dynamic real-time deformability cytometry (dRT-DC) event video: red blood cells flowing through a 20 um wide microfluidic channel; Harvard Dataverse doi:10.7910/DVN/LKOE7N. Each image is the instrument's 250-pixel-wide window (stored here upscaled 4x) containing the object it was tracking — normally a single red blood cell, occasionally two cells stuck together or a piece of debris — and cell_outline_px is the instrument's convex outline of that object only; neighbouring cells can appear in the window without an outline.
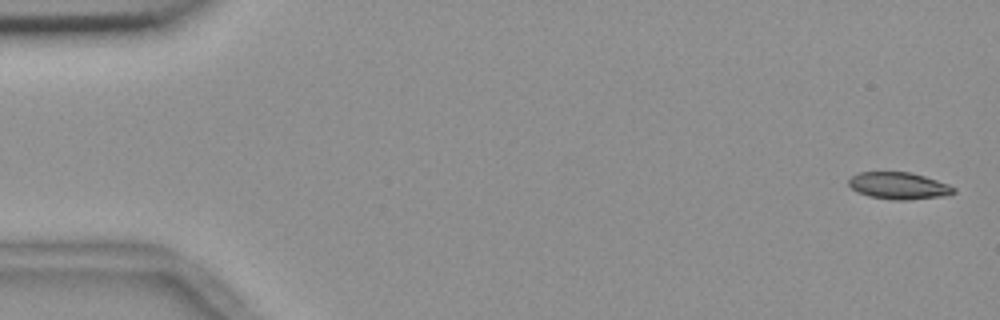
{"species": "common noctule bat (a hibernating species)", "species_latin": "Nyctalus noctula", "temperature_condition": "room temperature", "stored_images_in_passage": 5, "camera_frame_rate_fps": 3000, "um_per_image_px": 0.085, "animal": {"sex": "female", "body_mass_g": 18.4}, "frame": {"image": 1, "passage_image": 1, "time_ms": 0.0, "image_size_px": [1000, 320], "cell_outline_px": [[956, 192], [944, 196], [908, 200], [892, 200], [868, 196], [856, 192], [848, 184], [848, 180], [856, 172], [912, 172], [948, 184], [956, 188]], "centroid_in_image_um": [76.38, 15.79], "position_along_channel_um": 8.6, "area_um2": 16.65}}
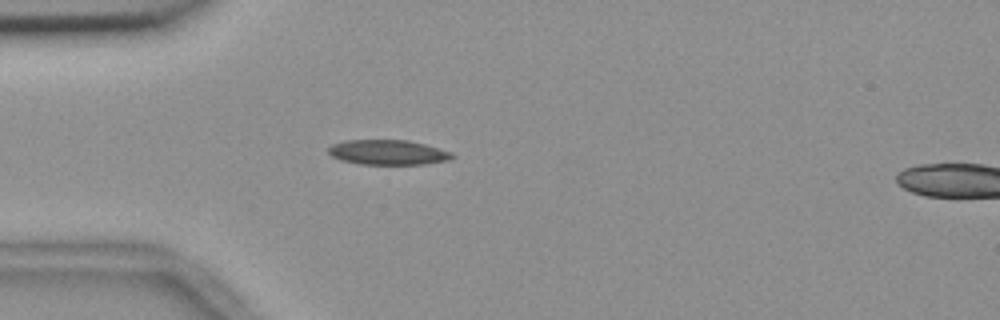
{"frame": {"image": 2, "passage_image": 5, "time_ms": 1.333, "image_size_px": [1000, 320], "cell_outline_px": [[456, 156], [448, 160], [424, 164], [360, 164], [340, 160], [332, 156], [328, 152], [328, 148], [332, 144], [344, 140], [408, 140], [424, 144], [452, 152]], "centroid_in_image_um": [32.96, 12.95], "position_along_channel_um": 52.0, "area_um2": 17.98}}